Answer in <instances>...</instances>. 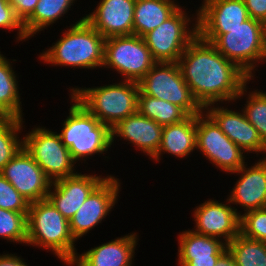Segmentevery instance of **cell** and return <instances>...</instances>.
Returning a JSON list of instances; mask_svg holds the SVG:
<instances>
[{"label":"cell","instance_id":"obj_22","mask_svg":"<svg viewBox=\"0 0 266 266\" xmlns=\"http://www.w3.org/2000/svg\"><path fill=\"white\" fill-rule=\"evenodd\" d=\"M178 266H215L227 250L221 239L185 230L178 234Z\"/></svg>","mask_w":266,"mask_h":266},{"label":"cell","instance_id":"obj_14","mask_svg":"<svg viewBox=\"0 0 266 266\" xmlns=\"http://www.w3.org/2000/svg\"><path fill=\"white\" fill-rule=\"evenodd\" d=\"M0 174L29 203L46 199L52 184L24 147L3 167Z\"/></svg>","mask_w":266,"mask_h":266},{"label":"cell","instance_id":"obj_8","mask_svg":"<svg viewBox=\"0 0 266 266\" xmlns=\"http://www.w3.org/2000/svg\"><path fill=\"white\" fill-rule=\"evenodd\" d=\"M23 147L52 183L78 173L75 169L78 163L72 159L57 131L44 126L33 127L23 135Z\"/></svg>","mask_w":266,"mask_h":266},{"label":"cell","instance_id":"obj_20","mask_svg":"<svg viewBox=\"0 0 266 266\" xmlns=\"http://www.w3.org/2000/svg\"><path fill=\"white\" fill-rule=\"evenodd\" d=\"M163 126L141 115L138 111L119 121L111 128V144L116 138L133 144L135 149L152 159L158 151L162 139ZM115 140V142H114Z\"/></svg>","mask_w":266,"mask_h":266},{"label":"cell","instance_id":"obj_26","mask_svg":"<svg viewBox=\"0 0 266 266\" xmlns=\"http://www.w3.org/2000/svg\"><path fill=\"white\" fill-rule=\"evenodd\" d=\"M77 0H39L33 13L23 22V28L30 39L40 31L47 30L64 18Z\"/></svg>","mask_w":266,"mask_h":266},{"label":"cell","instance_id":"obj_27","mask_svg":"<svg viewBox=\"0 0 266 266\" xmlns=\"http://www.w3.org/2000/svg\"><path fill=\"white\" fill-rule=\"evenodd\" d=\"M137 111L162 126L181 122L188 116L179 106L140 92Z\"/></svg>","mask_w":266,"mask_h":266},{"label":"cell","instance_id":"obj_18","mask_svg":"<svg viewBox=\"0 0 266 266\" xmlns=\"http://www.w3.org/2000/svg\"><path fill=\"white\" fill-rule=\"evenodd\" d=\"M200 5L198 35H222L250 18L244 0H203Z\"/></svg>","mask_w":266,"mask_h":266},{"label":"cell","instance_id":"obj_11","mask_svg":"<svg viewBox=\"0 0 266 266\" xmlns=\"http://www.w3.org/2000/svg\"><path fill=\"white\" fill-rule=\"evenodd\" d=\"M196 149L221 172L228 174L246 163L247 154L229 139L204 110L197 115Z\"/></svg>","mask_w":266,"mask_h":266},{"label":"cell","instance_id":"obj_6","mask_svg":"<svg viewBox=\"0 0 266 266\" xmlns=\"http://www.w3.org/2000/svg\"><path fill=\"white\" fill-rule=\"evenodd\" d=\"M69 99V115L62 121L63 128L59 134L72 159L76 163L83 161L85 164L92 156H104L111 149V129L70 97V94Z\"/></svg>","mask_w":266,"mask_h":266},{"label":"cell","instance_id":"obj_15","mask_svg":"<svg viewBox=\"0 0 266 266\" xmlns=\"http://www.w3.org/2000/svg\"><path fill=\"white\" fill-rule=\"evenodd\" d=\"M220 104H210L204 111L216 122L220 129L240 147L247 156L256 154L259 158H266V144L262 141L258 131L247 120L244 111H234ZM255 152V153H254Z\"/></svg>","mask_w":266,"mask_h":266},{"label":"cell","instance_id":"obj_3","mask_svg":"<svg viewBox=\"0 0 266 266\" xmlns=\"http://www.w3.org/2000/svg\"><path fill=\"white\" fill-rule=\"evenodd\" d=\"M69 221L46 198L29 204L27 246L43 248L69 266L78 252Z\"/></svg>","mask_w":266,"mask_h":266},{"label":"cell","instance_id":"obj_28","mask_svg":"<svg viewBox=\"0 0 266 266\" xmlns=\"http://www.w3.org/2000/svg\"><path fill=\"white\" fill-rule=\"evenodd\" d=\"M237 266H266V242L238 234L227 244Z\"/></svg>","mask_w":266,"mask_h":266},{"label":"cell","instance_id":"obj_37","mask_svg":"<svg viewBox=\"0 0 266 266\" xmlns=\"http://www.w3.org/2000/svg\"><path fill=\"white\" fill-rule=\"evenodd\" d=\"M26 260L22 258L20 255H16L15 253H3L0 254V266H29L25 262Z\"/></svg>","mask_w":266,"mask_h":266},{"label":"cell","instance_id":"obj_13","mask_svg":"<svg viewBox=\"0 0 266 266\" xmlns=\"http://www.w3.org/2000/svg\"><path fill=\"white\" fill-rule=\"evenodd\" d=\"M207 199L192 210L195 233L216 237L228 244L240 233V216L228 199Z\"/></svg>","mask_w":266,"mask_h":266},{"label":"cell","instance_id":"obj_1","mask_svg":"<svg viewBox=\"0 0 266 266\" xmlns=\"http://www.w3.org/2000/svg\"><path fill=\"white\" fill-rule=\"evenodd\" d=\"M177 64L203 109L210 104H236L242 87L251 79L199 35L187 46Z\"/></svg>","mask_w":266,"mask_h":266},{"label":"cell","instance_id":"obj_10","mask_svg":"<svg viewBox=\"0 0 266 266\" xmlns=\"http://www.w3.org/2000/svg\"><path fill=\"white\" fill-rule=\"evenodd\" d=\"M139 92L179 106L187 115L204 109L193 97L177 62H157L138 82Z\"/></svg>","mask_w":266,"mask_h":266},{"label":"cell","instance_id":"obj_34","mask_svg":"<svg viewBox=\"0 0 266 266\" xmlns=\"http://www.w3.org/2000/svg\"><path fill=\"white\" fill-rule=\"evenodd\" d=\"M0 29L17 30L15 42L28 41V37L24 31L22 21L16 16L14 8L8 2V0H0Z\"/></svg>","mask_w":266,"mask_h":266},{"label":"cell","instance_id":"obj_12","mask_svg":"<svg viewBox=\"0 0 266 266\" xmlns=\"http://www.w3.org/2000/svg\"><path fill=\"white\" fill-rule=\"evenodd\" d=\"M121 183L115 175H109L73 215L69 221V227L76 242L111 214L120 197Z\"/></svg>","mask_w":266,"mask_h":266},{"label":"cell","instance_id":"obj_21","mask_svg":"<svg viewBox=\"0 0 266 266\" xmlns=\"http://www.w3.org/2000/svg\"><path fill=\"white\" fill-rule=\"evenodd\" d=\"M130 232L77 254L69 266H133L139 236Z\"/></svg>","mask_w":266,"mask_h":266},{"label":"cell","instance_id":"obj_29","mask_svg":"<svg viewBox=\"0 0 266 266\" xmlns=\"http://www.w3.org/2000/svg\"><path fill=\"white\" fill-rule=\"evenodd\" d=\"M247 82L241 89L240 94L237 96L238 99H243V96H247L244 107V111L247 120L253 125V127L258 131L262 141L266 144V91L259 89H253V91H247L250 84Z\"/></svg>","mask_w":266,"mask_h":266},{"label":"cell","instance_id":"obj_24","mask_svg":"<svg viewBox=\"0 0 266 266\" xmlns=\"http://www.w3.org/2000/svg\"><path fill=\"white\" fill-rule=\"evenodd\" d=\"M178 0H136L133 34L143 37L170 18L182 5Z\"/></svg>","mask_w":266,"mask_h":266},{"label":"cell","instance_id":"obj_23","mask_svg":"<svg viewBox=\"0 0 266 266\" xmlns=\"http://www.w3.org/2000/svg\"><path fill=\"white\" fill-rule=\"evenodd\" d=\"M196 132L197 115H188L181 122L163 126L160 146L151 160L159 163L165 153L171 154L172 157L187 159L197 150Z\"/></svg>","mask_w":266,"mask_h":266},{"label":"cell","instance_id":"obj_5","mask_svg":"<svg viewBox=\"0 0 266 266\" xmlns=\"http://www.w3.org/2000/svg\"><path fill=\"white\" fill-rule=\"evenodd\" d=\"M69 92L70 96L110 129L137 112L139 85L135 81L120 80L91 88L72 86Z\"/></svg>","mask_w":266,"mask_h":266},{"label":"cell","instance_id":"obj_9","mask_svg":"<svg viewBox=\"0 0 266 266\" xmlns=\"http://www.w3.org/2000/svg\"><path fill=\"white\" fill-rule=\"evenodd\" d=\"M156 63L143 37L132 34L105 39L102 69L116 71L120 80L139 82Z\"/></svg>","mask_w":266,"mask_h":266},{"label":"cell","instance_id":"obj_16","mask_svg":"<svg viewBox=\"0 0 266 266\" xmlns=\"http://www.w3.org/2000/svg\"><path fill=\"white\" fill-rule=\"evenodd\" d=\"M237 174L234 187L227 199L235 211L241 216L246 212L266 207V158H259L255 164L247 165V162L237 171L229 173ZM244 209L237 211L238 208Z\"/></svg>","mask_w":266,"mask_h":266},{"label":"cell","instance_id":"obj_19","mask_svg":"<svg viewBox=\"0 0 266 266\" xmlns=\"http://www.w3.org/2000/svg\"><path fill=\"white\" fill-rule=\"evenodd\" d=\"M136 0H100L85 20L105 39L133 34Z\"/></svg>","mask_w":266,"mask_h":266},{"label":"cell","instance_id":"obj_25","mask_svg":"<svg viewBox=\"0 0 266 266\" xmlns=\"http://www.w3.org/2000/svg\"><path fill=\"white\" fill-rule=\"evenodd\" d=\"M11 61L17 60L7 58L0 51V117L23 119L19 77Z\"/></svg>","mask_w":266,"mask_h":266},{"label":"cell","instance_id":"obj_31","mask_svg":"<svg viewBox=\"0 0 266 266\" xmlns=\"http://www.w3.org/2000/svg\"><path fill=\"white\" fill-rule=\"evenodd\" d=\"M0 238L27 244V214L0 208Z\"/></svg>","mask_w":266,"mask_h":266},{"label":"cell","instance_id":"obj_30","mask_svg":"<svg viewBox=\"0 0 266 266\" xmlns=\"http://www.w3.org/2000/svg\"><path fill=\"white\" fill-rule=\"evenodd\" d=\"M23 119L0 117V171L23 147ZM20 137V138H19Z\"/></svg>","mask_w":266,"mask_h":266},{"label":"cell","instance_id":"obj_2","mask_svg":"<svg viewBox=\"0 0 266 266\" xmlns=\"http://www.w3.org/2000/svg\"><path fill=\"white\" fill-rule=\"evenodd\" d=\"M64 29L61 37L39 54L40 62L51 66L97 70L103 66L105 38L85 19Z\"/></svg>","mask_w":266,"mask_h":266},{"label":"cell","instance_id":"obj_7","mask_svg":"<svg viewBox=\"0 0 266 266\" xmlns=\"http://www.w3.org/2000/svg\"><path fill=\"white\" fill-rule=\"evenodd\" d=\"M186 10L181 6L160 26L143 36L156 62H177L198 36V10L192 16Z\"/></svg>","mask_w":266,"mask_h":266},{"label":"cell","instance_id":"obj_17","mask_svg":"<svg viewBox=\"0 0 266 266\" xmlns=\"http://www.w3.org/2000/svg\"><path fill=\"white\" fill-rule=\"evenodd\" d=\"M90 174L78 172L51 184L47 199L68 221L87 197L109 176Z\"/></svg>","mask_w":266,"mask_h":266},{"label":"cell","instance_id":"obj_35","mask_svg":"<svg viewBox=\"0 0 266 266\" xmlns=\"http://www.w3.org/2000/svg\"><path fill=\"white\" fill-rule=\"evenodd\" d=\"M39 0H8L22 23L33 13Z\"/></svg>","mask_w":266,"mask_h":266},{"label":"cell","instance_id":"obj_32","mask_svg":"<svg viewBox=\"0 0 266 266\" xmlns=\"http://www.w3.org/2000/svg\"><path fill=\"white\" fill-rule=\"evenodd\" d=\"M240 234L266 242V207L243 213L240 216Z\"/></svg>","mask_w":266,"mask_h":266},{"label":"cell","instance_id":"obj_38","mask_svg":"<svg viewBox=\"0 0 266 266\" xmlns=\"http://www.w3.org/2000/svg\"><path fill=\"white\" fill-rule=\"evenodd\" d=\"M215 266H237L233 255L227 249L217 260Z\"/></svg>","mask_w":266,"mask_h":266},{"label":"cell","instance_id":"obj_4","mask_svg":"<svg viewBox=\"0 0 266 266\" xmlns=\"http://www.w3.org/2000/svg\"><path fill=\"white\" fill-rule=\"evenodd\" d=\"M199 36L251 79L256 78L258 65L266 63V24L259 20L250 17L240 26L225 29V34Z\"/></svg>","mask_w":266,"mask_h":266},{"label":"cell","instance_id":"obj_33","mask_svg":"<svg viewBox=\"0 0 266 266\" xmlns=\"http://www.w3.org/2000/svg\"><path fill=\"white\" fill-rule=\"evenodd\" d=\"M29 202L0 174V208L27 214Z\"/></svg>","mask_w":266,"mask_h":266},{"label":"cell","instance_id":"obj_36","mask_svg":"<svg viewBox=\"0 0 266 266\" xmlns=\"http://www.w3.org/2000/svg\"><path fill=\"white\" fill-rule=\"evenodd\" d=\"M249 17L266 24V0H244Z\"/></svg>","mask_w":266,"mask_h":266}]
</instances>
